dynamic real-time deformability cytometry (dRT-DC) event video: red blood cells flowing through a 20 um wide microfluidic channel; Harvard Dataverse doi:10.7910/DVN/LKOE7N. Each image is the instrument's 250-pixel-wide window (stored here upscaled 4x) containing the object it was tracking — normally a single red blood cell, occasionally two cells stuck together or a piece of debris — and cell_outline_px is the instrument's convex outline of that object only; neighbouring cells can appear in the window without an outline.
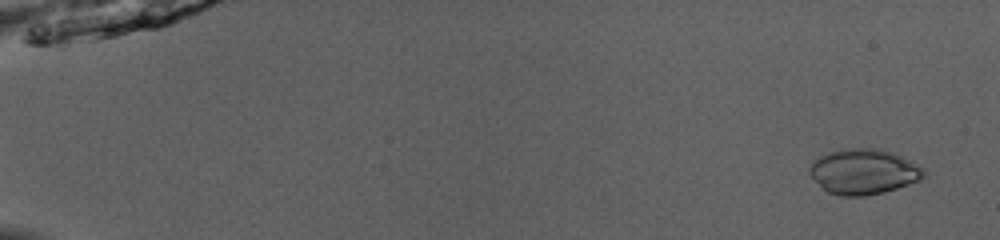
{"species": "common noctule bat (a hibernating species)", "species_latin": "Nyctalus noctula", "temperature_condition": "room temperature", "stored_images_in_passage": 50, "camera_frame_rate_fps": 3000, "um_per_image_px": 0.085, "animal": {"sex": "male", "body_mass_g": 13.0, "forearm_length_mm": 53.1}, "frame": {"image": 1, "passage_image": 3, "time_ms": 0.667, "image_size_px": [1000, 240], "cell_outline_px": [[928, 172], [920, 180], [884, 192], [864, 196], [840, 196], [828, 192], [808, 172], [808, 168], [820, 156], [828, 152], [840, 148], [880, 148], [892, 152], [924, 168]], "centroid_in_image_um": [73.42, 14.58], "position_along_channel_um": 11.6, "area_um2": 30.06}}
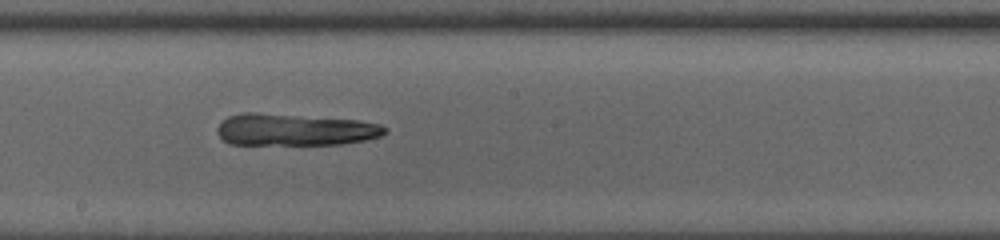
{"frame": {"image": 2, "passage_image": 30, "time_ms": 9.667, "image_size_px": [1000, 240], "cell_outline_px": [[388, 132], [380, 136], [364, 140], [340, 144], [228, 144], [216, 132], [216, 128], [228, 116], [244, 112], [256, 112], [356, 120], [380, 124], [388, 128]], "centroid_in_image_um": [25.05, 11.02], "position_along_channel_um": 223.2, "area_um2": 31.1}}
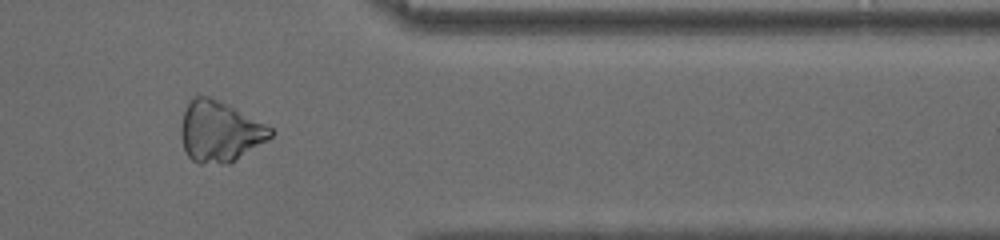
{"frame": {"image": 3, "passage_image": 43, "time_ms": 14.0, "image_size_px": [1000, 240], "cell_outline_px": [[272, 136], [268, 140], [228, 164], [200, 164], [192, 160], [188, 156], [184, 148], [180, 136], [180, 128], [184, 112], [188, 104], [196, 96], [208, 96], [272, 128]], "centroid_in_image_um": [18.63, 11.23], "position_along_channel_um": 392.8, "area_um2": 31.04}}